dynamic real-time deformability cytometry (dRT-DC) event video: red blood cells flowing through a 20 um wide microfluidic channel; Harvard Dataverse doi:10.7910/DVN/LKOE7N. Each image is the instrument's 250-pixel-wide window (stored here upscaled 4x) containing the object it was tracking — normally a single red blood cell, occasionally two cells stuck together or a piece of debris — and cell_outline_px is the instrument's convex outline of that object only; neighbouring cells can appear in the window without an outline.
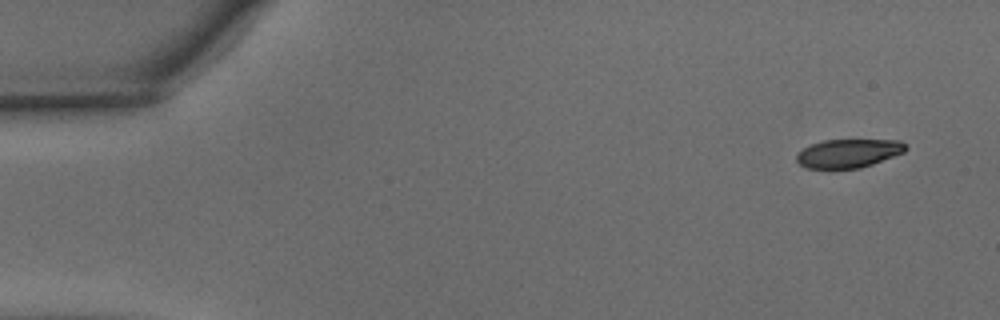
{"species": "common noctule bat (a hibernating species)", "species_latin": "Nyctalus noctula", "temperature_condition": "warm", "stored_images_in_passage": 47, "camera_frame_rate_fps": 3000, "um_per_image_px": 0.085, "animal": {"sex": "male", "body_mass_g": 15.6}, "frame": {"image": 1, "passage_image": 1, "time_ms": 0.0, "image_size_px": [1000, 320], "cell_outline_px": [[908, 148], [904, 152], [872, 164], [860, 168], [804, 168], [796, 160], [796, 156], [804, 148], [812, 144], [824, 140], [900, 140]], "centroid_in_image_um": [72.12, 13.03], "position_along_channel_um": 12.9, "area_um2": 17.98}}
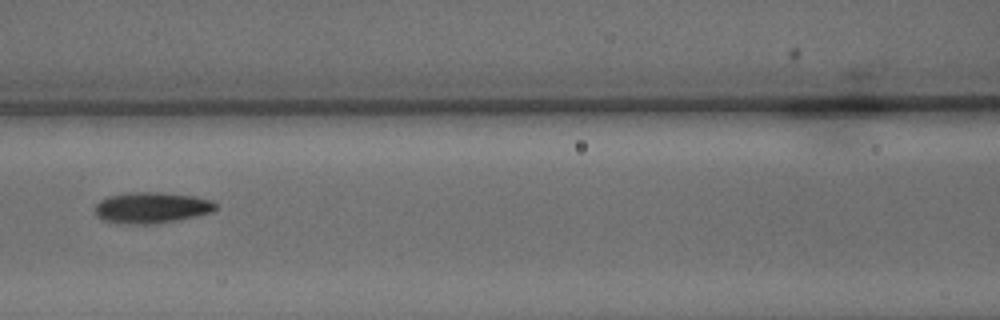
{"frame": {"image": 2, "passage_image": 20, "time_ms": 6.333, "image_size_px": [1000, 320], "cell_outline_px": [[216, 208], [212, 212], [180, 220], [160, 224], [124, 224], [104, 220], [96, 216], [96, 204], [100, 200], [108, 196], [128, 192], [164, 192], [192, 196], [212, 200], [216, 204]], "centroid_in_image_um": [12.89, 17.66], "position_along_channel_um": 153.7, "area_um2": 22.08}}
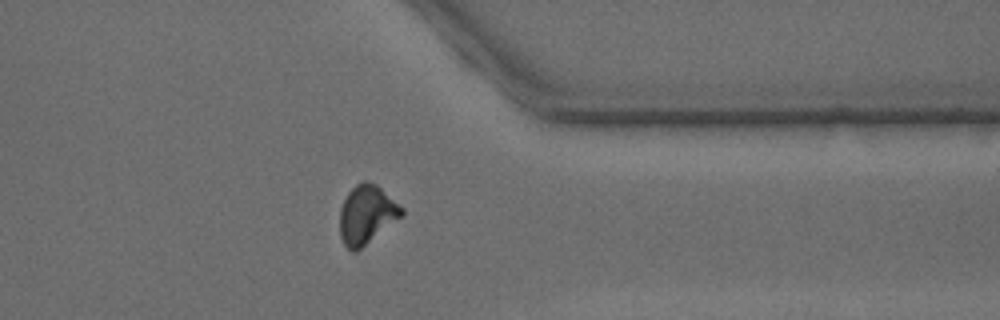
{"frame": {"image": 3, "passage_image": 37, "time_ms": 12.0, "image_size_px": [1000, 320], "cell_outline_px": [[404, 216], [356, 252], [352, 252], [344, 244], [340, 236], [340, 208], [348, 192], [356, 184], [364, 180], [368, 180], [376, 184], [404, 208]], "centroid_in_image_um": [31.19, 18.24], "position_along_channel_um": 380.2, "area_um2": 21.39}, "authors_computed_cell_mechanics": {"area_um2": 20.3456, "velocity_mm_per_s": 4.1245, "shape_relaxation_time_tau1_ms": 5.5059, "shape_relaxation_time_tau2_ms": 3.3579, "deformation_change_tau1": 0.1628, "deformation_change_tau2": 0.1003}}